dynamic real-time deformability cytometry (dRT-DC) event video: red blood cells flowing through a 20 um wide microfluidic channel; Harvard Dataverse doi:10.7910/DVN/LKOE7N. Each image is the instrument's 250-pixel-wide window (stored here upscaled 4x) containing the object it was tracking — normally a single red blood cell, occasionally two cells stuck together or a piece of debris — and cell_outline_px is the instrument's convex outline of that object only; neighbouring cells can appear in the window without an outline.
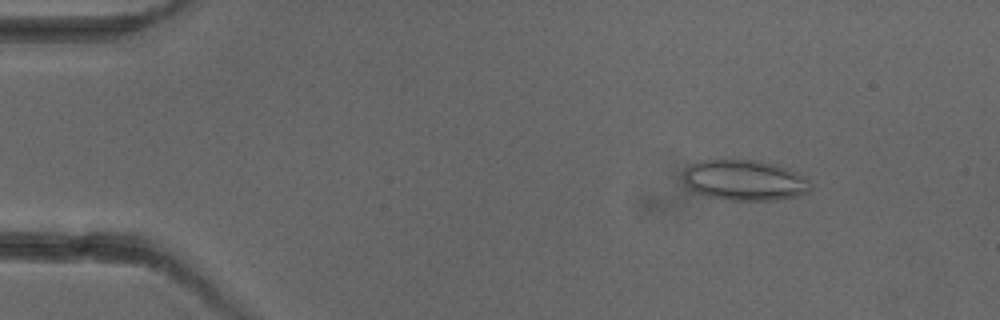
{"species": "common noctule bat (a hibernating species)", "species_latin": "Nyctalus noctula", "temperature_condition": "cold", "stored_images_in_passage": 3, "camera_frame_rate_fps": 3000, "um_per_image_px": 0.085, "animal": {"sex": "female"}, "frame": {"image": 1, "passage_image": 1, "time_ms": 0.0, "image_size_px": [1000, 320], "cell_outline_px": [[812, 188], [808, 192], [800, 196], [776, 200], [728, 200], [708, 196], [696, 192], [688, 188], [684, 184], [684, 168], [696, 160], [756, 160], [776, 164], [788, 168], [804, 176], [812, 184]], "centroid_in_image_um": [63.3, 15.32], "position_along_channel_um": 21.7, "area_um2": 30.52}}